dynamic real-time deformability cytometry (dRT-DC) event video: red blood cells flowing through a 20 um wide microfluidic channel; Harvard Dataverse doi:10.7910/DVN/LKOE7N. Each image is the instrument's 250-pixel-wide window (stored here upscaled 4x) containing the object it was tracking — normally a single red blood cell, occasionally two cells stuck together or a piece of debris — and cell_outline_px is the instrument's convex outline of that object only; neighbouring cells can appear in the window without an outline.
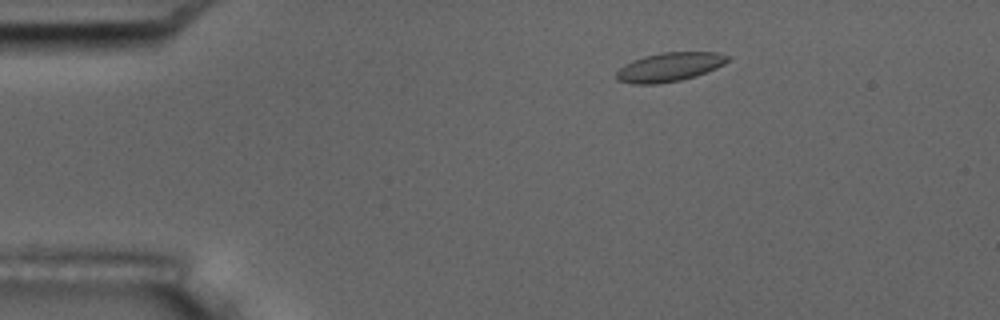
{"species": "common noctule bat (a hibernating species)", "species_latin": "Nyctalus noctula", "temperature_condition": "room temperature", "stored_images_in_passage": 4, "camera_frame_rate_fps": 3000, "um_per_image_px": 0.085, "animal": {"sex": "male", "body_mass_g": 17.5, "forearm_length_mm": 52.3}, "frame": {"image": 1, "passage_image": 3, "time_ms": 2.333, "image_size_px": [1000, 320], "cell_outline_px": [[728, 60], [724, 64], [716, 68], [696, 76], [680, 80], [660, 84], [632, 84], [616, 80], [616, 72], [624, 64], [632, 60], [644, 56], [664, 52], [716, 52], [728, 56]], "centroid_in_image_um": [56.86, 5.7], "position_along_channel_um": 28.1, "area_um2": 18.79}}